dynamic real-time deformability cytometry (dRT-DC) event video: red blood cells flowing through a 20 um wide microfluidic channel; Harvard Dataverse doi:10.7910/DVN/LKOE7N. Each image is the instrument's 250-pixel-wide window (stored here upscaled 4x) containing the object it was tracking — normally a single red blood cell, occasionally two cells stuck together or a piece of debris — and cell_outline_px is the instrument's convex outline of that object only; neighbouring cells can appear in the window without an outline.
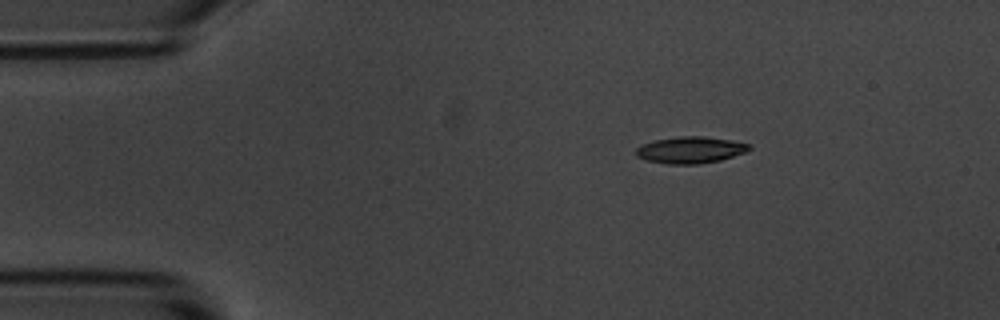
{"species": "common noctule bat (a hibernating species)", "species_latin": "Nyctalus noctula", "temperature_condition": "room temperature", "stored_images_in_passage": 3, "camera_frame_rate_fps": 3000, "um_per_image_px": 0.085, "animal": {"sex": "male", "body_mass_g": 20.1, "forearm_length_mm": 53.5}, "frame": {"image": 1, "passage_image": 1, "time_ms": 0.0, "image_size_px": [1000, 320], "cell_outline_px": [[752, 148], [748, 152], [720, 160], [700, 164], [668, 164], [648, 160], [636, 156], [636, 148], [640, 144], [656, 140], [680, 136], [704, 136], [732, 140], [752, 144]], "centroid_in_image_um": [58.74, 12.74], "position_along_channel_um": 26.3, "area_um2": 17.74}}
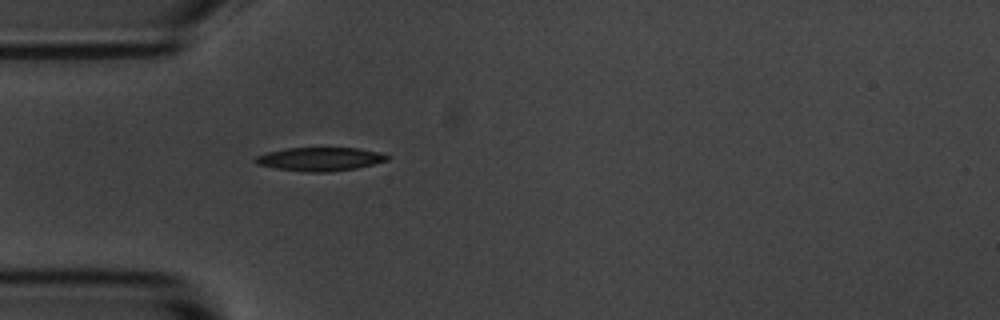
{"frame": {"image": 2, "passage_image": 3, "time_ms": 2.333, "image_size_px": [1000, 320], "cell_outline_px": [[392, 156], [388, 160], [356, 168], [328, 172], [308, 172], [276, 168], [256, 164], [252, 160], [256, 156], [268, 152], [288, 148], [360, 148], [380, 152]], "centroid_in_image_um": [27.22, 13.52], "position_along_channel_um": 57.8, "area_um2": 18.09}}